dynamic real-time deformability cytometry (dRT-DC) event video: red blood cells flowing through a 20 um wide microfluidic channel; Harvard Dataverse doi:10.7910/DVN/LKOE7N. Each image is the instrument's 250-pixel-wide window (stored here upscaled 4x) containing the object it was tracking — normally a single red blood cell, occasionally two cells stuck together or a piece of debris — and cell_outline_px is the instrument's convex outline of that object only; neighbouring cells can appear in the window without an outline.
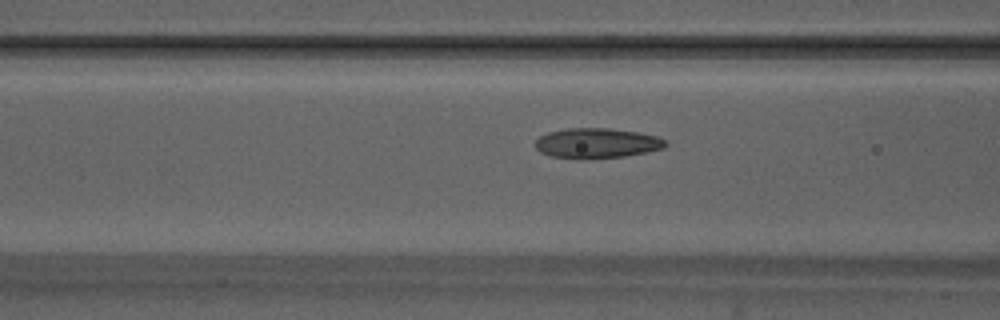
{"species": "Egyptian fruit bat (a non-hibernating species)", "species_latin": "Rousettus aegyptiacus", "temperature_condition": "warm", "stored_images_in_passage": 16, "camera_frame_rate_fps": 3000, "um_per_image_px": 0.085, "animal": {"sex": "male"}, "frame": {"image": 1, "passage_image": 14, "time_ms": 4.333, "image_size_px": [1000, 320], "cell_outline_px": [[668, 144], [664, 148], [624, 156], [580, 160], [552, 156], [540, 152], [536, 148], [536, 140], [540, 136], [548, 132], [564, 128], [608, 128], [636, 132], [656, 136], [668, 140]], "centroid_in_image_um": [50.72, 12.17], "position_along_channel_um": 115.9, "area_um2": 22.95}}